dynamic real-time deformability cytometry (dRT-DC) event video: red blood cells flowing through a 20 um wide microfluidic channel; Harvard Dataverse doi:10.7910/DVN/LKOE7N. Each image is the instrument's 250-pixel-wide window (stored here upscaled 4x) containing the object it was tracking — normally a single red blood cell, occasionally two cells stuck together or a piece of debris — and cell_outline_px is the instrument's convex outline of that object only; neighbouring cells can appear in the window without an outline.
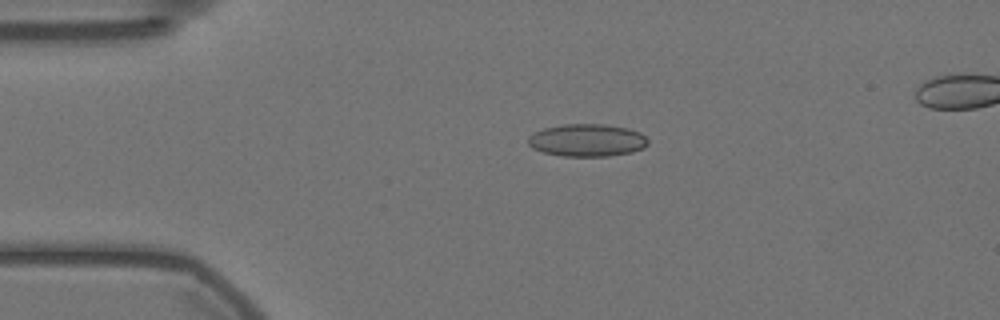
{"species": "Egyptian fruit bat (a non-hibernating species)", "species_latin": "Rousettus aegyptiacus", "temperature_condition": "warm", "stored_images_in_passage": 23, "camera_frame_rate_fps": 3000, "um_per_image_px": 0.085, "animal": {"sex": "female"}, "frame": {"image": 1, "passage_image": 1, "time_ms": 0.0, "image_size_px": [1000, 320], "cell_outline_px": [[648, 144], [644, 148], [632, 152], [608, 156], [564, 156], [544, 152], [532, 148], [528, 144], [528, 136], [532, 132], [544, 128], [564, 124], [604, 124], [628, 128], [640, 132], [648, 140]], "centroid_in_image_um": [49.9, 11.91], "position_along_channel_um": 35.1, "area_um2": 22.83}}
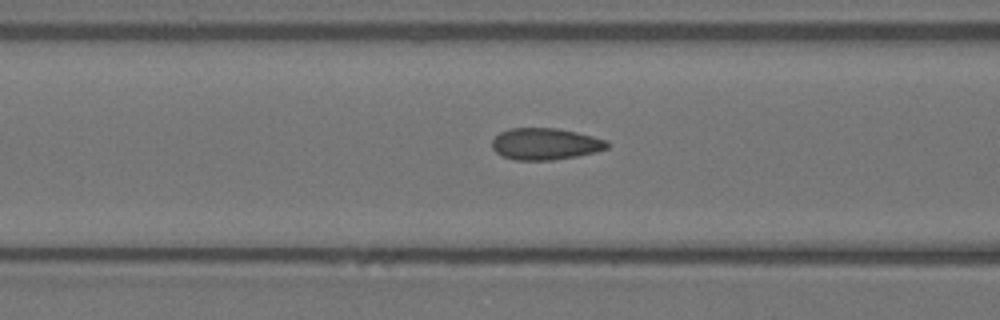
{"frame": {"image": 2, "passage_image": 11, "time_ms": 3.333, "image_size_px": [1000, 320], "cell_outline_px": [[608, 148], [596, 152], [576, 156], [552, 160], [516, 160], [500, 156], [492, 148], [492, 140], [500, 132], [508, 128], [556, 128], [576, 132], [608, 140]], "centroid_in_image_um": [46.33, 12.23], "position_along_channel_um": 120.3, "area_um2": 21.33}}
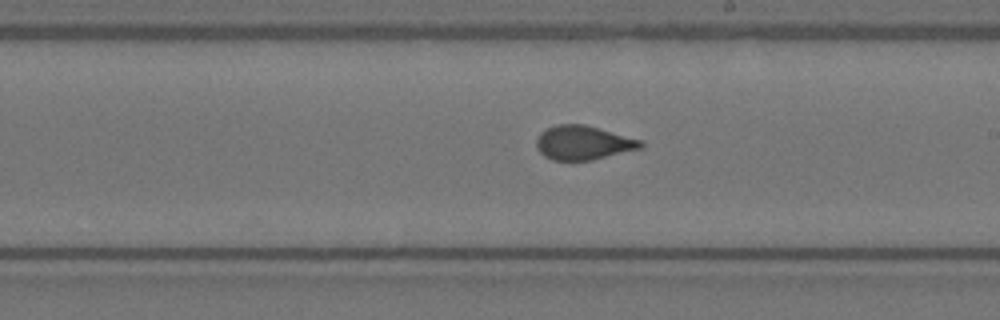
{"frame": {"image": 3, "passage_image": 21, "time_ms": 6.667, "image_size_px": [1000, 320], "cell_outline_px": [[644, 144], [640, 148], [592, 160], [552, 160], [544, 156], [540, 152], [536, 144], [536, 140], [540, 132], [556, 124], [584, 124], [644, 140]], "centroid_in_image_um": [49.58, 12.12], "position_along_channel_um": 239.4, "area_um2": 20.69}}